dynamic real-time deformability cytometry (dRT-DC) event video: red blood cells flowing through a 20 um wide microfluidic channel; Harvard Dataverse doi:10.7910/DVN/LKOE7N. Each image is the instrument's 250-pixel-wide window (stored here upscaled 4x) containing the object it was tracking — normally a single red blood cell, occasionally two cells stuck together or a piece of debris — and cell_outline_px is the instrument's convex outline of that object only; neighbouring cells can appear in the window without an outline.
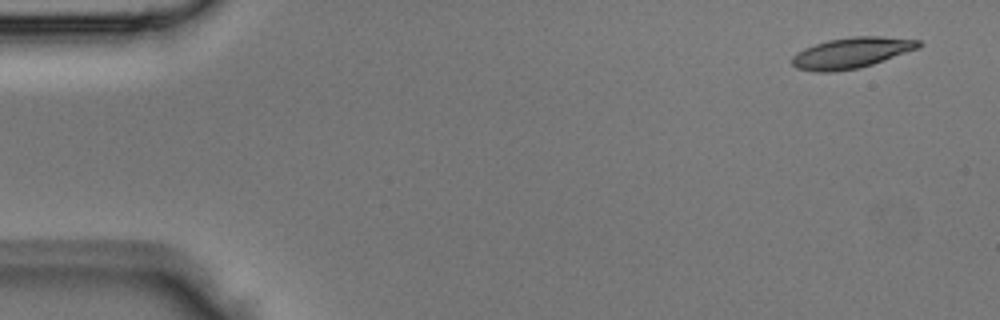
{"species": "Egyptian fruit bat (a non-hibernating species)", "species_latin": "Rousettus aegyptiacus", "temperature_condition": "room temperature", "stored_images_in_passage": 4, "camera_frame_rate_fps": 3000, "um_per_image_px": 0.085, "animal": {"sex": "male"}, "frame": {"image": 1, "passage_image": 1, "time_ms": 0.0, "image_size_px": [1000, 320], "cell_outline_px": [[924, 44], [916, 48], [872, 64], [860, 68], [832, 72], [816, 72], [796, 68], [792, 64], [792, 56], [796, 52], [804, 48], [828, 40], [852, 36], [880, 36], [920, 40]], "centroid_in_image_um": [72.33, 4.49], "position_along_channel_um": 12.7, "area_um2": 22.54}}
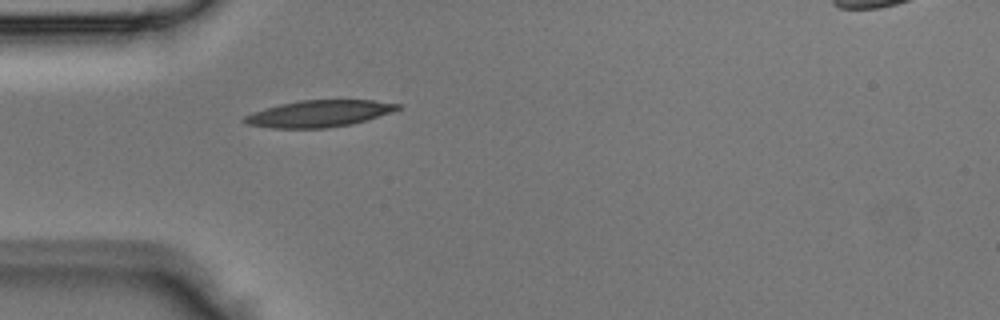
{"frame": {"image": 2, "passage_image": 4, "time_ms": 1.0, "image_size_px": [1000, 320], "cell_outline_px": [[400, 108], [392, 112], [368, 120], [352, 124], [328, 128], [272, 128], [244, 124], [240, 120], [244, 116], [252, 112], [264, 108], [280, 104], [300, 100], [372, 100], [400, 104]], "centroid_in_image_um": [27.08, 9.66], "position_along_channel_um": 57.9, "area_um2": 24.04}}